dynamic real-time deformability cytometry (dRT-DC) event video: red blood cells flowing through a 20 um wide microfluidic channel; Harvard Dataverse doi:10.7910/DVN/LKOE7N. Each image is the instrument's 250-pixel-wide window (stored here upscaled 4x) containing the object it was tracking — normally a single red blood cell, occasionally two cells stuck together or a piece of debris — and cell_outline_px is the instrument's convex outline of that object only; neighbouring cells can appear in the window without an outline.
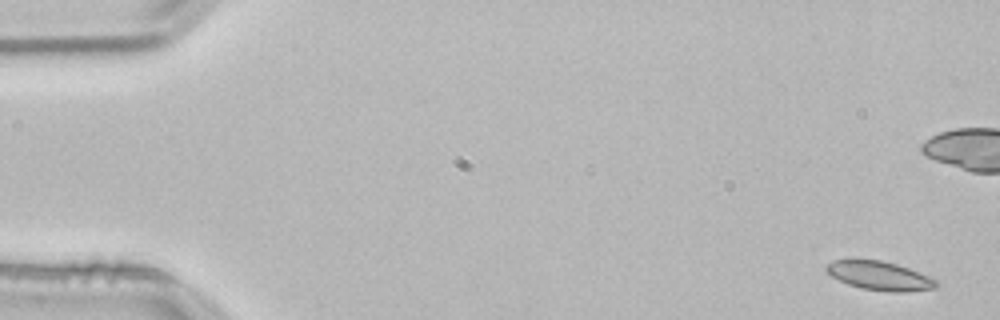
{"species": "common noctule bat (a hibernating species)", "species_latin": "Nyctalus noctula", "temperature_condition": "room temperature", "stored_images_in_passage": 11, "camera_frame_rate_fps": 3000, "um_per_image_px": 0.085, "animal": {"sex": "male", "body_mass_g": 21.5, "forearm_length_mm": 52.0}, "frame": {"image": 1, "passage_image": 1, "time_ms": 0.0, "image_size_px": [1000, 320], "cell_outline_px": [[940, 284], [936, 288], [908, 292], [892, 292], [860, 288], [848, 284], [832, 276], [824, 268], [824, 264], [832, 260], [880, 260], [896, 264], [908, 268], [940, 280]], "centroid_in_image_um": [74.81, 23.45], "position_along_channel_um": 10.2, "area_um2": 18.61}}